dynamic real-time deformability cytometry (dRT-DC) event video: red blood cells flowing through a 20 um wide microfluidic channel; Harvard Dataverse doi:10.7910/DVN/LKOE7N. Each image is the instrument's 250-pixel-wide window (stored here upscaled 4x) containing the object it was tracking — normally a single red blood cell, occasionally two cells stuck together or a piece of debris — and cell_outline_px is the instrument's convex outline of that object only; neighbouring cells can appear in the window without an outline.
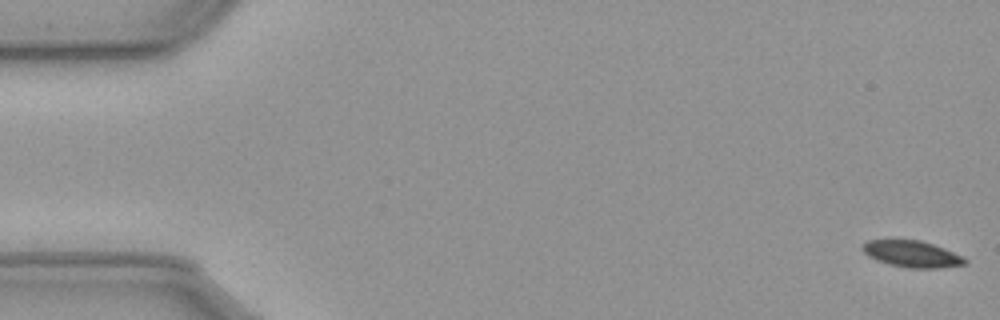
{"species": "common noctule bat (a hibernating species)", "species_latin": "Nyctalus noctula", "temperature_condition": "cold", "stored_images_in_passage": 57, "camera_frame_rate_fps": 3000, "um_per_image_px": 0.085, "animal": {"sex": "male", "body_mass_g": 23.1, "forearm_length_mm": 52.7}, "frame": {"image": 1, "passage_image": 1, "time_ms": 0.0, "image_size_px": [1000, 320], "cell_outline_px": [[968, 264], [936, 268], [908, 268], [888, 264], [876, 260], [868, 256], [860, 248], [868, 240], [920, 240], [944, 248], [968, 260]], "centroid_in_image_um": [77.5, 21.59], "position_along_channel_um": 7.5, "area_um2": 15.72}}
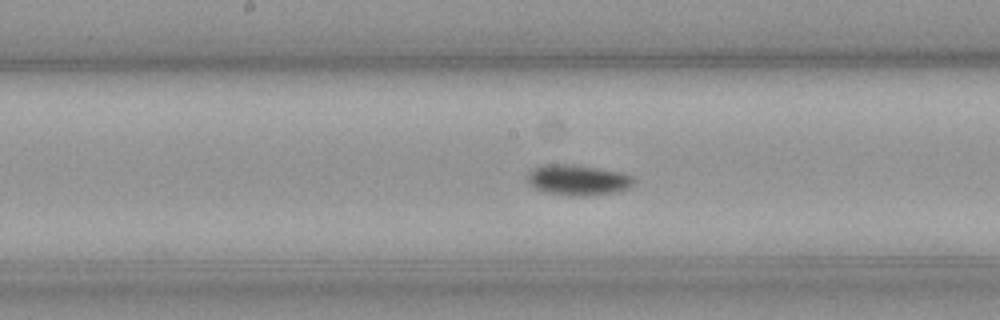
{"frame": {"image": 2, "passage_image": 29, "time_ms": 9.333, "image_size_px": [1000, 320], "cell_outline_px": [[636, 184], [620, 192], [584, 196], [568, 196], [544, 192], [536, 188], [528, 180], [528, 172], [544, 164], [572, 164], [596, 168], [616, 172], [632, 176], [636, 180]], "centroid_in_image_um": [49.16, 15.32], "position_along_channel_um": 199.0, "area_um2": 18.9}}
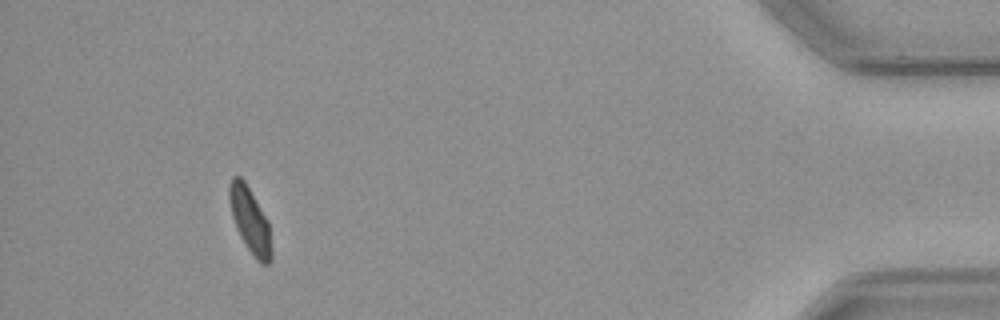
{"frame": {"image": 3, "passage_image": 53, "time_ms": 17.333, "image_size_px": [1000, 320], "cell_outline_px": [[272, 260], [268, 264], [260, 264], [256, 260], [244, 244], [236, 228], [232, 216], [228, 196], [228, 188], [232, 176], [240, 176], [244, 180], [268, 220], [272, 248]], "centroid_in_image_um": [21.26, 18.76], "position_along_channel_um": 413.9, "area_um2": 16.24}, "authors_computed_cell_mechanics": {"area_um2": 16.7042, "velocity_mm_per_s": 3.5778, "shape_relaxation_time_tau1_ms": 5.5495, "shape_relaxation_time_tau2_ms": null, "deformation_change_tau1": 0.089, "deformation_change_tau2": null}}